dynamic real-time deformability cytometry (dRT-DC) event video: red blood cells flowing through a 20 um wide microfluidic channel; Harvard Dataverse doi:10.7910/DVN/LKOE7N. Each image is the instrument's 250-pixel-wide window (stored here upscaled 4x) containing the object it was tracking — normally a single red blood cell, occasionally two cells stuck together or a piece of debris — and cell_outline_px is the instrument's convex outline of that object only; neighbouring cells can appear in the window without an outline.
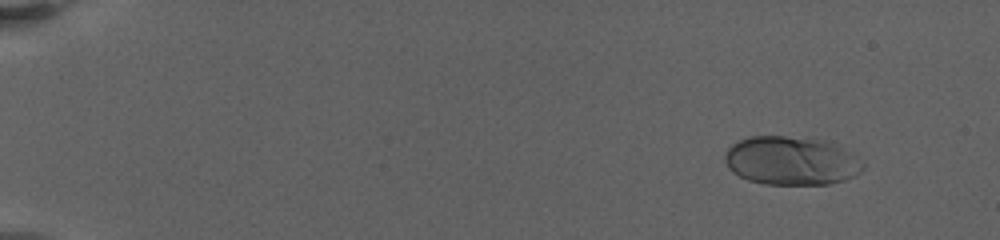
{"species": "human", "species_latin": "Homo sapiens", "temperature_condition": "warm", "stored_images_in_passage": 9, "camera_frame_rate_fps": 3000, "um_per_image_px": 0.085, "donor": {"sex": "female"}, "frame": {"image": 1, "passage_image": 2, "time_ms": 1.0, "image_size_px": [1000, 240], "cell_outline_px": [[864, 168], [856, 176], [844, 180], [828, 184], [764, 184], [748, 180], [732, 172], [728, 168], [724, 160], [724, 156], [728, 148], [736, 140], [748, 136], [784, 136], [824, 140], [836, 144], [864, 164]], "centroid_in_image_um": [67.2, 13.66], "position_along_channel_um": 17.8, "area_um2": 39.13}}
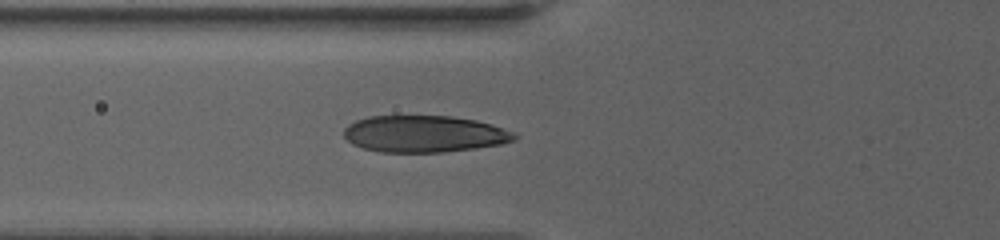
{"frame": {"image": 2, "passage_image": 9, "time_ms": 8.0, "image_size_px": [1000, 240], "cell_outline_px": [[520, 136], [516, 140], [500, 144], [476, 148], [444, 152], [380, 152], [364, 148], [352, 144], [344, 136], [344, 128], [348, 124], [356, 120], [368, 116], [452, 116], [476, 120], [492, 124], [516, 132]], "centroid_in_image_um": [36.1, 11.38], "position_along_channel_um": 89.7, "area_um2": 36.82}}